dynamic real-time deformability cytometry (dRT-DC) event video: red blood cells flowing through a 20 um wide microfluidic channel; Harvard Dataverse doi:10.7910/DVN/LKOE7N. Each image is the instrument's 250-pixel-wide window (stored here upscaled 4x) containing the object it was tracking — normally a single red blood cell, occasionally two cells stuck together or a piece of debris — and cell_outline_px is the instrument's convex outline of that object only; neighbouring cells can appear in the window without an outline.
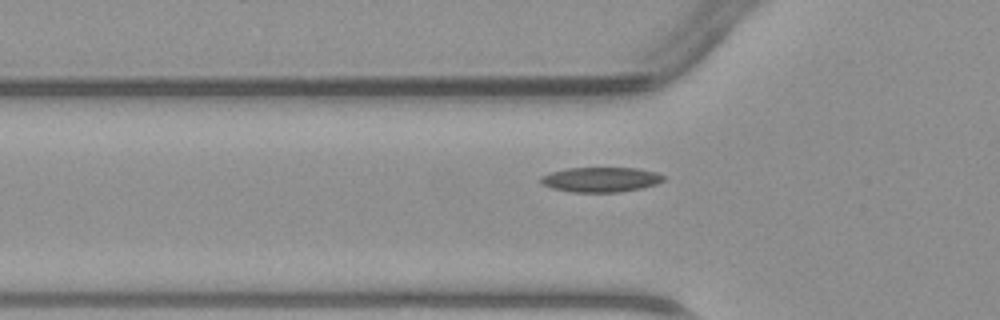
{"species": "common noctule bat (a hibernating species)", "species_latin": "Nyctalus noctula", "temperature_condition": "warm", "stored_images_in_passage": 28, "camera_frame_rate_fps": 3000, "um_per_image_px": 0.085, "animal": {"sex": "male", "body_mass_g": 23.1, "forearm_length_mm": 52.7}, "frame": {"image": 1, "passage_image": 2, "time_ms": 0.333, "image_size_px": [1000, 320], "cell_outline_px": [[668, 176], [664, 180], [656, 184], [640, 188], [620, 192], [572, 192], [552, 188], [540, 184], [540, 176], [552, 172], [568, 168], [636, 168], [656, 172]], "centroid_in_image_um": [51.07, 15.26], "position_along_channel_um": 74.7, "area_um2": 17.86}}
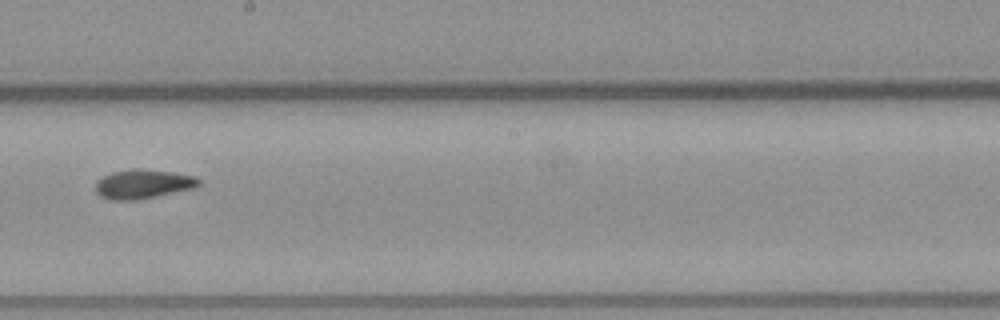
{"frame": {"image": 2, "passage_image": 13, "time_ms": 4.0, "image_size_px": [1000, 320], "cell_outline_px": [[200, 184], [192, 188], [156, 196], [132, 200], [112, 200], [100, 196], [96, 192], [96, 180], [112, 172], [136, 168], [140, 168], [172, 172], [196, 176], [200, 180]], "centroid_in_image_um": [12.14, 15.63], "position_along_channel_um": 236.1, "area_um2": 17.4}}
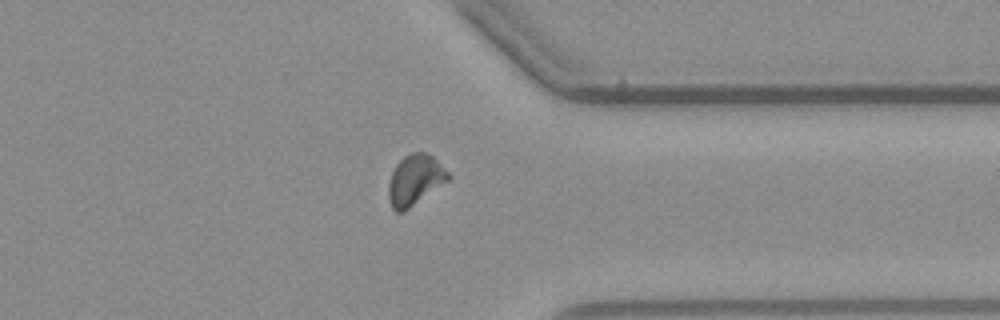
{"frame": {"image": 3, "passage_image": 23, "time_ms": 7.333, "image_size_px": [1000, 320], "cell_outline_px": [[452, 180], [404, 212], [396, 212], [392, 208], [388, 196], [388, 184], [392, 172], [396, 164], [404, 156], [412, 152], [424, 152], [432, 156], [452, 176]], "centroid_in_image_um": [35.31, 15.32], "position_along_channel_um": 376.1, "area_um2": 17.92}}